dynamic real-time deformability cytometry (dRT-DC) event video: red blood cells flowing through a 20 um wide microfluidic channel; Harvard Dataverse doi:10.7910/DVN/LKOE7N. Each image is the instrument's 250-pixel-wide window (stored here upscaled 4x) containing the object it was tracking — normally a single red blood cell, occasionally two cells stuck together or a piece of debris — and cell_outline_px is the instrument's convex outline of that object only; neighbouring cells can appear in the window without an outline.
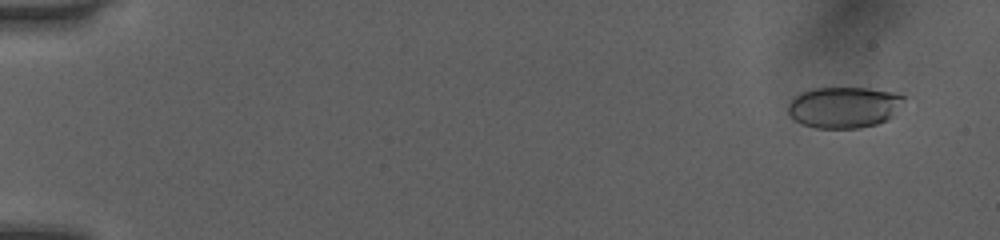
{"species": "human", "species_latin": "Homo sapiens", "temperature_condition": "room temperature", "stored_images_in_passage": 52, "camera_frame_rate_fps": 3000, "um_per_image_px": 0.085, "donor": {"sex": "female"}, "frame": {"image": 1, "passage_image": 4, "time_ms": 1.0, "image_size_px": [1000, 240], "cell_outline_px": [[904, 100], [892, 116], [888, 120], [876, 124], [860, 128], [816, 128], [800, 124], [788, 112], [788, 104], [800, 92], [812, 88], [868, 88], [896, 92], [904, 96]], "centroid_in_image_um": [71.74, 9.11], "position_along_channel_um": 13.3, "area_um2": 27.86}}
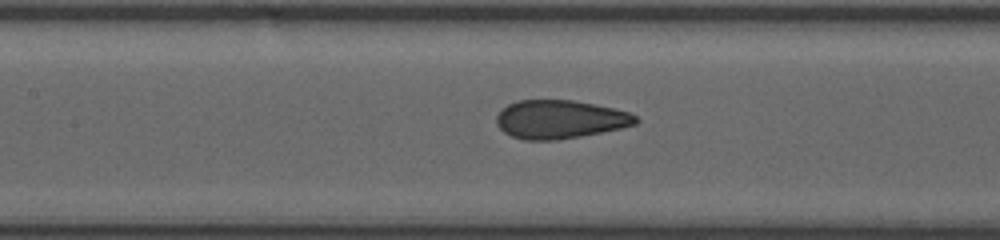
{"frame": {"image": 2, "passage_image": 26, "time_ms": 8.333, "image_size_px": [1000, 240], "cell_outline_px": [[640, 120], [636, 124], [620, 128], [580, 136], [556, 140], [524, 140], [512, 136], [504, 132], [496, 124], [496, 116], [508, 104], [516, 100], [572, 100], [612, 108], [628, 112], [636, 116]], "centroid_in_image_um": [47.57, 10.15], "position_along_channel_um": 159.8, "area_um2": 30.98}}
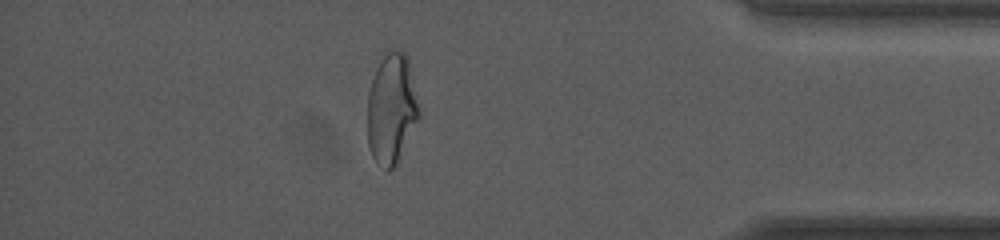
{"frame": {"image": 3, "passage_image": 46, "time_ms": 15.0, "image_size_px": [1000, 240], "cell_outline_px": [[420, 116], [396, 164], [388, 172], [372, 156], [368, 144], [368, 92], [376, 68], [380, 60], [388, 52], [404, 52], [408, 60], [420, 104]], "centroid_in_image_um": [33.29, 9.26], "position_along_channel_um": 401.9, "area_um2": 32.83}, "authors_computed_cell_mechanics": {"area_um2": 31.3276, "velocity_mm_per_s": 4.1052, "shape_relaxation_time_tau1_ms": null, "shape_relaxation_time_tau2_ms": 0.7221, "deformation_change_tau1": null, "deformation_change_tau2": 0.0507}}